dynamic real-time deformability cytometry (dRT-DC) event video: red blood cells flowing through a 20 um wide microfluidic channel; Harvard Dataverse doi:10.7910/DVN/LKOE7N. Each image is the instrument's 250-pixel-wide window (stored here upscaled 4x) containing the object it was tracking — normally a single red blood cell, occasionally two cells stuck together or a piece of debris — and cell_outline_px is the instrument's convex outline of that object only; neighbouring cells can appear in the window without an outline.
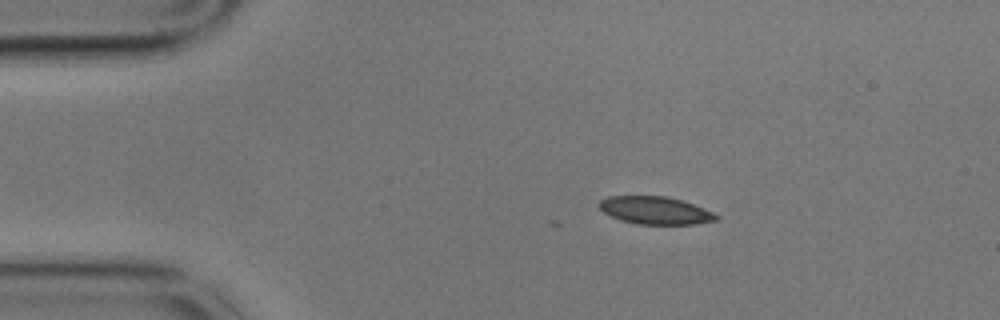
{"species": "common noctule bat (a hibernating species)", "species_latin": "Nyctalus noctula", "temperature_condition": "cold", "stored_images_in_passage": 5, "camera_frame_rate_fps": 3000, "um_per_image_px": 0.085, "animal": {"sex": "male", "body_mass_g": 17.9}, "frame": {"image": 1, "passage_image": 1, "time_ms": 0.0, "image_size_px": [1000, 320], "cell_outline_px": [[720, 216], [716, 220], [696, 224], [636, 224], [620, 220], [604, 212], [596, 204], [600, 200], [608, 196], [664, 196], [680, 200], [704, 208]], "centroid_in_image_um": [55.67, 17.88], "position_along_channel_um": 29.3, "area_um2": 18.79}}